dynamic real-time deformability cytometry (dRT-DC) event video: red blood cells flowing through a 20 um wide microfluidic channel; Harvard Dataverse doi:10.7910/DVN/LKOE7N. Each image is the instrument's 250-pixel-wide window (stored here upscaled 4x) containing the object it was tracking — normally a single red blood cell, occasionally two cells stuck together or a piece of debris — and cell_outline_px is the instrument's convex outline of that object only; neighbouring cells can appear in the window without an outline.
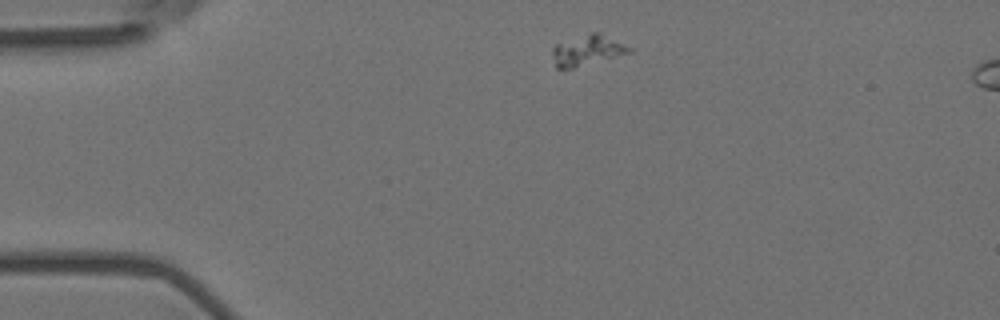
{"species": "Egyptian fruit bat (a non-hibernating species)", "species_latin": "Rousettus aegyptiacus", "temperature_condition": "room temperature", "stored_images_in_passage": 6, "camera_frame_rate_fps": 3000, "um_per_image_px": 0.085, "animal": {"sex": "female"}, "frame": {"image": 1, "passage_image": 1, "time_ms": 0.0, "image_size_px": [1000, 320], "cell_outline_px": [[632, 52], [572, 68], [556, 68], [552, 56], [552, 48], [556, 44], [592, 32], [600, 32], [632, 48]], "centroid_in_image_um": [49.91, 4.27], "position_along_channel_um": 35.1, "area_um2": 13.35}}
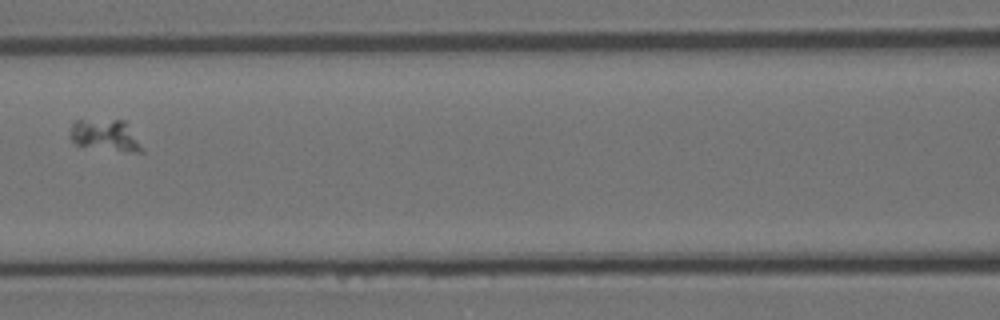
{"frame": {"image": 2, "passage_image": 5, "time_ms": 1.333, "image_size_px": [1000, 320], "cell_outline_px": [[144, 152], [136, 152], [76, 144], [68, 136], [72, 124], [76, 120], [124, 120]], "centroid_in_image_um": [8.88, 11.47], "position_along_channel_um": 157.7, "area_um2": 12.48}}
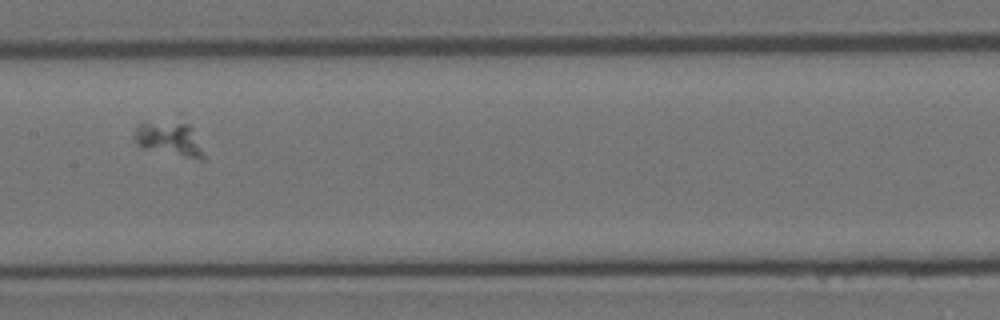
{"frame": {"image": 3, "passage_image": 6, "time_ms": 1.667, "image_size_px": [1000, 320], "cell_outline_px": [[204, 160], [200, 160], [140, 148], [136, 144], [132, 136], [136, 124], [144, 120], [188, 124], [192, 128], [204, 156]], "centroid_in_image_um": [14.27, 11.8], "position_along_channel_um": 193.1, "area_um2": 14.1}}